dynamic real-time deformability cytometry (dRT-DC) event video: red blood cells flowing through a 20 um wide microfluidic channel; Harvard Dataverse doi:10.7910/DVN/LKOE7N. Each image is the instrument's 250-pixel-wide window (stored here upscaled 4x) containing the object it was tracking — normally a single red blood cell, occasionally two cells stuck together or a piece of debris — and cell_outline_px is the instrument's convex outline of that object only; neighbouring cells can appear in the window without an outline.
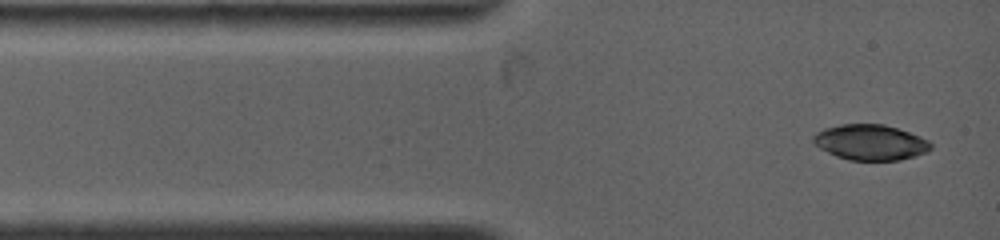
{"species": "common noctule bat (a hibernating species)", "species_latin": "Nyctalus noctula", "temperature_condition": "warm", "stored_images_in_passage": 7, "camera_frame_rate_fps": 4500, "um_per_image_px": 0.085, "animal": {"sex": "female", "body_mass_g": 19.0, "forearm_length_mm": 53.3}, "frame": {"image": 1, "passage_image": 1, "time_ms": 0.0, "image_size_px": [1000, 240], "cell_outline_px": [[932, 148], [928, 152], [916, 156], [900, 160], [848, 160], [836, 156], [820, 148], [812, 140], [812, 136], [816, 132], [824, 128], [840, 124], [884, 124], [920, 136], [928, 140], [932, 144]], "centroid_in_image_um": [73.99, 12.1], "position_along_channel_um": 11.0, "area_um2": 24.39}}
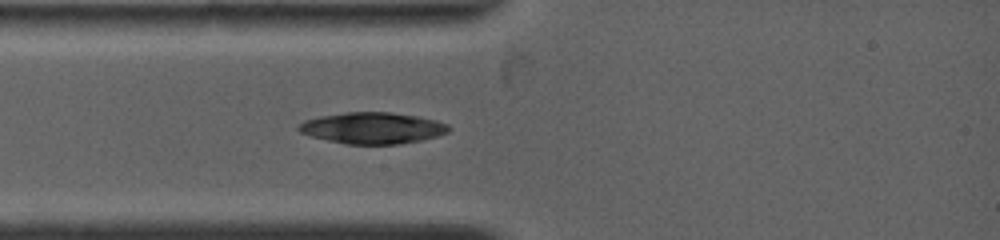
{"frame": {"image": 2, "passage_image": 7, "time_ms": 2.0, "image_size_px": [1000, 240], "cell_outline_px": [[448, 132], [436, 136], [420, 140], [396, 144], [348, 144], [328, 140], [312, 136], [300, 132], [296, 128], [304, 120], [320, 116], [344, 112], [392, 112], [420, 116], [436, 120], [448, 124]], "centroid_in_image_um": [31.66, 10.87], "position_along_channel_um": 53.3, "area_um2": 27.28}}